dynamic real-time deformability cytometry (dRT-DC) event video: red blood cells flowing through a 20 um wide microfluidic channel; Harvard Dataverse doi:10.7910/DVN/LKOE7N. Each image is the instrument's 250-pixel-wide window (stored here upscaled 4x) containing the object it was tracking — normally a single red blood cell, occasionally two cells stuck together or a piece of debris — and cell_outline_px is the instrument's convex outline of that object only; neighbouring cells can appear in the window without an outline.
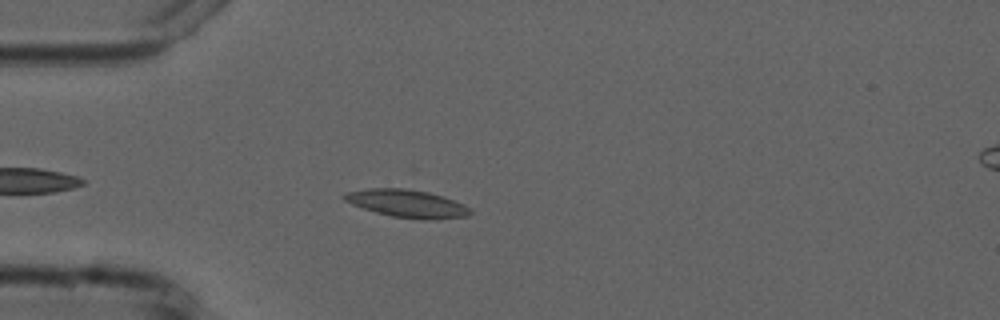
{"species": "common noctule bat (a hibernating species)", "species_latin": "Nyctalus noctula", "temperature_condition": "cold", "stored_images_in_passage": 5, "camera_frame_rate_fps": 3000, "um_per_image_px": 0.085, "animal": {"sex": "male", "forearm_length_mm": 52.5}, "frame": {"image": 1, "passage_image": 4, "time_ms": 4.333, "image_size_px": [1000, 320], "cell_outline_px": [[472, 212], [468, 216], [432, 220], [424, 220], [392, 216], [376, 212], [352, 204], [344, 200], [340, 196], [344, 192], [368, 188], [412, 188], [428, 192], [464, 204]], "centroid_in_image_um": [34.56, 17.29], "position_along_channel_um": 50.4, "area_um2": 20.4}}